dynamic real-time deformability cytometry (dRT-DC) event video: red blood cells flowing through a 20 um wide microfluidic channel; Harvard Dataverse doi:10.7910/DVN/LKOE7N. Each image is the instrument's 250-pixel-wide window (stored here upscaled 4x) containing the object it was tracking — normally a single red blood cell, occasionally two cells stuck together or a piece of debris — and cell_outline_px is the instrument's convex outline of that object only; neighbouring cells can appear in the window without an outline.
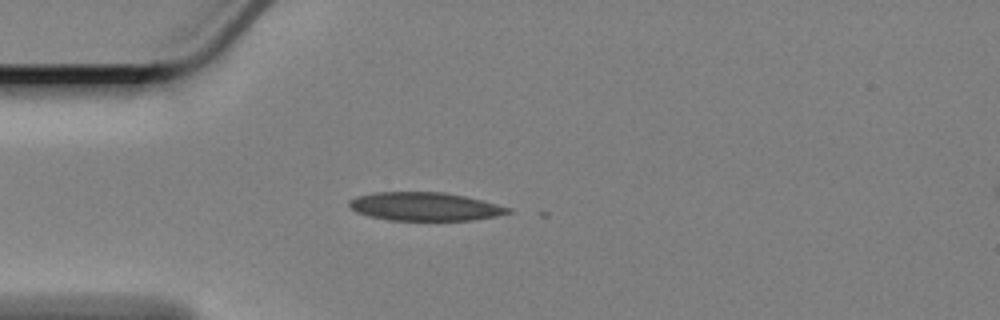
{"species": "Egyptian fruit bat (a non-hibernating species)", "species_latin": "Rousettus aegyptiacus", "temperature_condition": "cold", "stored_images_in_passage": 3, "camera_frame_rate_fps": 3000, "um_per_image_px": 0.085, "animal": {"sex": "female"}, "frame": {"image": 1, "passage_image": 1, "time_ms": 0.0, "image_size_px": [1000, 320], "cell_outline_px": [[512, 212], [496, 216], [472, 220], [392, 220], [372, 216], [356, 212], [348, 204], [348, 200], [356, 196], [372, 192], [444, 192], [464, 196], [512, 208]], "centroid_in_image_um": [36.1, 17.55], "position_along_channel_um": 48.9, "area_um2": 26.13}}